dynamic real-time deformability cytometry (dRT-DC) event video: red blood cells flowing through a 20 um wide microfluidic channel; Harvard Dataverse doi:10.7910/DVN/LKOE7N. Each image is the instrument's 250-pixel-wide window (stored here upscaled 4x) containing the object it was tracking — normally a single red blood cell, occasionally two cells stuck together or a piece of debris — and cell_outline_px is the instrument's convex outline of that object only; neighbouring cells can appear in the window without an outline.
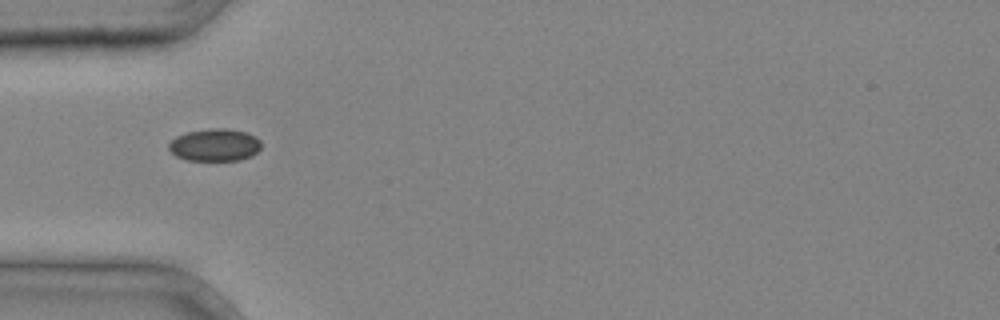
{"species": "common noctule bat (a hibernating species)", "species_latin": "Nyctalus noctula", "temperature_condition": "cold", "stored_images_in_passage": 5, "camera_frame_rate_fps": 3000, "um_per_image_px": 0.085, "animal": {"sex": "male", "body_mass_g": 20.4}, "frame": {"image": 1, "passage_image": 4, "time_ms": 1.0, "image_size_px": [1000, 320], "cell_outline_px": [[260, 148], [252, 156], [240, 160], [188, 160], [176, 156], [168, 148], [168, 144], [176, 136], [188, 132], [212, 128], [224, 128], [248, 132], [256, 136], [260, 140]], "centroid_in_image_um": [18.28, 12.32], "position_along_channel_um": 66.7, "area_um2": 17.46}}